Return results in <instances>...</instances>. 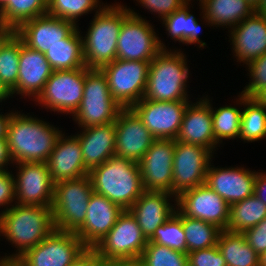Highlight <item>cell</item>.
<instances>
[{"label":"cell","mask_w":266,"mask_h":266,"mask_svg":"<svg viewBox=\"0 0 266 266\" xmlns=\"http://www.w3.org/2000/svg\"><path fill=\"white\" fill-rule=\"evenodd\" d=\"M185 108L177 141L196 144L209 149L213 154L217 145L213 132L211 106L203 99Z\"/></svg>","instance_id":"26"},{"label":"cell","mask_w":266,"mask_h":266,"mask_svg":"<svg viewBox=\"0 0 266 266\" xmlns=\"http://www.w3.org/2000/svg\"><path fill=\"white\" fill-rule=\"evenodd\" d=\"M255 177L256 171L249 168H216L210 162L205 184L232 205L253 195Z\"/></svg>","instance_id":"22"},{"label":"cell","mask_w":266,"mask_h":266,"mask_svg":"<svg viewBox=\"0 0 266 266\" xmlns=\"http://www.w3.org/2000/svg\"><path fill=\"white\" fill-rule=\"evenodd\" d=\"M12 32L11 29L0 24V45Z\"/></svg>","instance_id":"52"},{"label":"cell","mask_w":266,"mask_h":266,"mask_svg":"<svg viewBox=\"0 0 266 266\" xmlns=\"http://www.w3.org/2000/svg\"><path fill=\"white\" fill-rule=\"evenodd\" d=\"M260 15L266 16V0H261L259 7L255 10Z\"/></svg>","instance_id":"54"},{"label":"cell","mask_w":266,"mask_h":266,"mask_svg":"<svg viewBox=\"0 0 266 266\" xmlns=\"http://www.w3.org/2000/svg\"><path fill=\"white\" fill-rule=\"evenodd\" d=\"M189 100L153 101L142 98L131 109L156 139H176Z\"/></svg>","instance_id":"15"},{"label":"cell","mask_w":266,"mask_h":266,"mask_svg":"<svg viewBox=\"0 0 266 266\" xmlns=\"http://www.w3.org/2000/svg\"><path fill=\"white\" fill-rule=\"evenodd\" d=\"M21 39L13 31L0 45V80L11 92L17 85Z\"/></svg>","instance_id":"37"},{"label":"cell","mask_w":266,"mask_h":266,"mask_svg":"<svg viewBox=\"0 0 266 266\" xmlns=\"http://www.w3.org/2000/svg\"><path fill=\"white\" fill-rule=\"evenodd\" d=\"M61 133L49 122L13 111L6 137L13 163L46 162Z\"/></svg>","instance_id":"1"},{"label":"cell","mask_w":266,"mask_h":266,"mask_svg":"<svg viewBox=\"0 0 266 266\" xmlns=\"http://www.w3.org/2000/svg\"><path fill=\"white\" fill-rule=\"evenodd\" d=\"M128 10L130 15L124 20L117 40L116 59L150 62L162 49H167L166 45L151 23Z\"/></svg>","instance_id":"8"},{"label":"cell","mask_w":266,"mask_h":266,"mask_svg":"<svg viewBox=\"0 0 266 266\" xmlns=\"http://www.w3.org/2000/svg\"><path fill=\"white\" fill-rule=\"evenodd\" d=\"M15 204L14 174L9 170L0 171V208L4 207L0 213L7 211Z\"/></svg>","instance_id":"44"},{"label":"cell","mask_w":266,"mask_h":266,"mask_svg":"<svg viewBox=\"0 0 266 266\" xmlns=\"http://www.w3.org/2000/svg\"><path fill=\"white\" fill-rule=\"evenodd\" d=\"M217 246L227 266H259V255L248 244L243 233L221 230Z\"/></svg>","instance_id":"31"},{"label":"cell","mask_w":266,"mask_h":266,"mask_svg":"<svg viewBox=\"0 0 266 266\" xmlns=\"http://www.w3.org/2000/svg\"><path fill=\"white\" fill-rule=\"evenodd\" d=\"M259 266H266V251L259 255Z\"/></svg>","instance_id":"55"},{"label":"cell","mask_w":266,"mask_h":266,"mask_svg":"<svg viewBox=\"0 0 266 266\" xmlns=\"http://www.w3.org/2000/svg\"><path fill=\"white\" fill-rule=\"evenodd\" d=\"M144 266H188V255L163 245L148 242L140 256Z\"/></svg>","instance_id":"40"},{"label":"cell","mask_w":266,"mask_h":266,"mask_svg":"<svg viewBox=\"0 0 266 266\" xmlns=\"http://www.w3.org/2000/svg\"><path fill=\"white\" fill-rule=\"evenodd\" d=\"M15 204L52 207L54 183L46 162L16 163Z\"/></svg>","instance_id":"14"},{"label":"cell","mask_w":266,"mask_h":266,"mask_svg":"<svg viewBox=\"0 0 266 266\" xmlns=\"http://www.w3.org/2000/svg\"><path fill=\"white\" fill-rule=\"evenodd\" d=\"M149 65L145 61L115 59L101 68L113 99L122 108H131L143 98Z\"/></svg>","instance_id":"9"},{"label":"cell","mask_w":266,"mask_h":266,"mask_svg":"<svg viewBox=\"0 0 266 266\" xmlns=\"http://www.w3.org/2000/svg\"><path fill=\"white\" fill-rule=\"evenodd\" d=\"M176 204L184 216L227 230L230 205L206 184L183 191L177 196Z\"/></svg>","instance_id":"16"},{"label":"cell","mask_w":266,"mask_h":266,"mask_svg":"<svg viewBox=\"0 0 266 266\" xmlns=\"http://www.w3.org/2000/svg\"><path fill=\"white\" fill-rule=\"evenodd\" d=\"M199 4L203 22L230 30L255 12L246 0H203Z\"/></svg>","instance_id":"28"},{"label":"cell","mask_w":266,"mask_h":266,"mask_svg":"<svg viewBox=\"0 0 266 266\" xmlns=\"http://www.w3.org/2000/svg\"><path fill=\"white\" fill-rule=\"evenodd\" d=\"M10 0H0V11L9 3Z\"/></svg>","instance_id":"59"},{"label":"cell","mask_w":266,"mask_h":266,"mask_svg":"<svg viewBox=\"0 0 266 266\" xmlns=\"http://www.w3.org/2000/svg\"><path fill=\"white\" fill-rule=\"evenodd\" d=\"M188 266H227L218 246L188 252Z\"/></svg>","instance_id":"42"},{"label":"cell","mask_w":266,"mask_h":266,"mask_svg":"<svg viewBox=\"0 0 266 266\" xmlns=\"http://www.w3.org/2000/svg\"><path fill=\"white\" fill-rule=\"evenodd\" d=\"M100 4L99 0H48L47 14L71 21L78 26V17L93 10L99 12L104 7Z\"/></svg>","instance_id":"39"},{"label":"cell","mask_w":266,"mask_h":266,"mask_svg":"<svg viewBox=\"0 0 266 266\" xmlns=\"http://www.w3.org/2000/svg\"><path fill=\"white\" fill-rule=\"evenodd\" d=\"M55 230L51 207L13 204L0 213V236L17 248L7 260H17ZM2 234V235H1Z\"/></svg>","instance_id":"2"},{"label":"cell","mask_w":266,"mask_h":266,"mask_svg":"<svg viewBox=\"0 0 266 266\" xmlns=\"http://www.w3.org/2000/svg\"><path fill=\"white\" fill-rule=\"evenodd\" d=\"M85 67L53 71L42 92L34 100L45 109L74 114L83 98Z\"/></svg>","instance_id":"10"},{"label":"cell","mask_w":266,"mask_h":266,"mask_svg":"<svg viewBox=\"0 0 266 266\" xmlns=\"http://www.w3.org/2000/svg\"><path fill=\"white\" fill-rule=\"evenodd\" d=\"M213 153L203 146L176 140L173 158L172 194L206 183V174Z\"/></svg>","instance_id":"13"},{"label":"cell","mask_w":266,"mask_h":266,"mask_svg":"<svg viewBox=\"0 0 266 266\" xmlns=\"http://www.w3.org/2000/svg\"><path fill=\"white\" fill-rule=\"evenodd\" d=\"M116 266H144L140 258L116 259Z\"/></svg>","instance_id":"50"},{"label":"cell","mask_w":266,"mask_h":266,"mask_svg":"<svg viewBox=\"0 0 266 266\" xmlns=\"http://www.w3.org/2000/svg\"><path fill=\"white\" fill-rule=\"evenodd\" d=\"M7 261V259L5 257H1L0 258V266H3L5 264V262Z\"/></svg>","instance_id":"60"},{"label":"cell","mask_w":266,"mask_h":266,"mask_svg":"<svg viewBox=\"0 0 266 266\" xmlns=\"http://www.w3.org/2000/svg\"><path fill=\"white\" fill-rule=\"evenodd\" d=\"M12 97L11 92L5 87V85L0 80V102L2 103L3 100H6L9 97Z\"/></svg>","instance_id":"51"},{"label":"cell","mask_w":266,"mask_h":266,"mask_svg":"<svg viewBox=\"0 0 266 266\" xmlns=\"http://www.w3.org/2000/svg\"><path fill=\"white\" fill-rule=\"evenodd\" d=\"M266 217V205L255 195L230 205L227 230L243 233Z\"/></svg>","instance_id":"33"},{"label":"cell","mask_w":266,"mask_h":266,"mask_svg":"<svg viewBox=\"0 0 266 266\" xmlns=\"http://www.w3.org/2000/svg\"><path fill=\"white\" fill-rule=\"evenodd\" d=\"M229 33L236 62L247 64L266 53V16L254 12Z\"/></svg>","instance_id":"23"},{"label":"cell","mask_w":266,"mask_h":266,"mask_svg":"<svg viewBox=\"0 0 266 266\" xmlns=\"http://www.w3.org/2000/svg\"><path fill=\"white\" fill-rule=\"evenodd\" d=\"M248 3H249V5L254 9V10H256L258 7H259V5H260V1L261 0H246Z\"/></svg>","instance_id":"56"},{"label":"cell","mask_w":266,"mask_h":266,"mask_svg":"<svg viewBox=\"0 0 266 266\" xmlns=\"http://www.w3.org/2000/svg\"><path fill=\"white\" fill-rule=\"evenodd\" d=\"M3 266H23L17 260H7Z\"/></svg>","instance_id":"57"},{"label":"cell","mask_w":266,"mask_h":266,"mask_svg":"<svg viewBox=\"0 0 266 266\" xmlns=\"http://www.w3.org/2000/svg\"><path fill=\"white\" fill-rule=\"evenodd\" d=\"M52 73L53 69L45 54L27 47L21 40L18 81L11 91L12 97L16 93L21 98L28 96L35 100Z\"/></svg>","instance_id":"25"},{"label":"cell","mask_w":266,"mask_h":266,"mask_svg":"<svg viewBox=\"0 0 266 266\" xmlns=\"http://www.w3.org/2000/svg\"><path fill=\"white\" fill-rule=\"evenodd\" d=\"M104 260L93 248H86L70 266H103Z\"/></svg>","instance_id":"46"},{"label":"cell","mask_w":266,"mask_h":266,"mask_svg":"<svg viewBox=\"0 0 266 266\" xmlns=\"http://www.w3.org/2000/svg\"><path fill=\"white\" fill-rule=\"evenodd\" d=\"M174 204L170 202L173 200ZM177 196L167 191H144L128 209L149 240L177 210ZM172 204V205H171ZM174 205V206H173Z\"/></svg>","instance_id":"21"},{"label":"cell","mask_w":266,"mask_h":266,"mask_svg":"<svg viewBox=\"0 0 266 266\" xmlns=\"http://www.w3.org/2000/svg\"><path fill=\"white\" fill-rule=\"evenodd\" d=\"M8 164H13L9 147L6 140H0V171L8 170Z\"/></svg>","instance_id":"48"},{"label":"cell","mask_w":266,"mask_h":266,"mask_svg":"<svg viewBox=\"0 0 266 266\" xmlns=\"http://www.w3.org/2000/svg\"><path fill=\"white\" fill-rule=\"evenodd\" d=\"M186 57L180 49H162L150 61L143 98L153 101L189 100L186 82L190 72Z\"/></svg>","instance_id":"5"},{"label":"cell","mask_w":266,"mask_h":266,"mask_svg":"<svg viewBox=\"0 0 266 266\" xmlns=\"http://www.w3.org/2000/svg\"><path fill=\"white\" fill-rule=\"evenodd\" d=\"M148 242L166 246L176 251L187 253L182 213L176 212L161 226L157 227Z\"/></svg>","instance_id":"38"},{"label":"cell","mask_w":266,"mask_h":266,"mask_svg":"<svg viewBox=\"0 0 266 266\" xmlns=\"http://www.w3.org/2000/svg\"><path fill=\"white\" fill-rule=\"evenodd\" d=\"M249 78L251 80L244 87L241 94L254 98L260 91L266 88V53L247 64Z\"/></svg>","instance_id":"41"},{"label":"cell","mask_w":266,"mask_h":266,"mask_svg":"<svg viewBox=\"0 0 266 266\" xmlns=\"http://www.w3.org/2000/svg\"><path fill=\"white\" fill-rule=\"evenodd\" d=\"M123 108L113 99L107 76L101 69L85 66L83 98L77 111L70 116L79 128L115 122Z\"/></svg>","instance_id":"6"},{"label":"cell","mask_w":266,"mask_h":266,"mask_svg":"<svg viewBox=\"0 0 266 266\" xmlns=\"http://www.w3.org/2000/svg\"><path fill=\"white\" fill-rule=\"evenodd\" d=\"M103 266H116V259L115 260H105Z\"/></svg>","instance_id":"58"},{"label":"cell","mask_w":266,"mask_h":266,"mask_svg":"<svg viewBox=\"0 0 266 266\" xmlns=\"http://www.w3.org/2000/svg\"><path fill=\"white\" fill-rule=\"evenodd\" d=\"M260 104L264 105L266 107V88L260 91L255 97H254Z\"/></svg>","instance_id":"53"},{"label":"cell","mask_w":266,"mask_h":266,"mask_svg":"<svg viewBox=\"0 0 266 266\" xmlns=\"http://www.w3.org/2000/svg\"><path fill=\"white\" fill-rule=\"evenodd\" d=\"M93 191L128 210L145 191L139 163L113 156L89 171Z\"/></svg>","instance_id":"3"},{"label":"cell","mask_w":266,"mask_h":266,"mask_svg":"<svg viewBox=\"0 0 266 266\" xmlns=\"http://www.w3.org/2000/svg\"><path fill=\"white\" fill-rule=\"evenodd\" d=\"M187 253L217 245L221 229L203 220L190 218L182 214Z\"/></svg>","instance_id":"35"},{"label":"cell","mask_w":266,"mask_h":266,"mask_svg":"<svg viewBox=\"0 0 266 266\" xmlns=\"http://www.w3.org/2000/svg\"><path fill=\"white\" fill-rule=\"evenodd\" d=\"M253 195L266 205V172H256Z\"/></svg>","instance_id":"47"},{"label":"cell","mask_w":266,"mask_h":266,"mask_svg":"<svg viewBox=\"0 0 266 266\" xmlns=\"http://www.w3.org/2000/svg\"><path fill=\"white\" fill-rule=\"evenodd\" d=\"M115 156L139 163L156 139L131 108H123L115 120Z\"/></svg>","instance_id":"18"},{"label":"cell","mask_w":266,"mask_h":266,"mask_svg":"<svg viewBox=\"0 0 266 266\" xmlns=\"http://www.w3.org/2000/svg\"><path fill=\"white\" fill-rule=\"evenodd\" d=\"M46 164L53 183L81 178L89 174L84 165L82 148L77 136H59Z\"/></svg>","instance_id":"24"},{"label":"cell","mask_w":266,"mask_h":266,"mask_svg":"<svg viewBox=\"0 0 266 266\" xmlns=\"http://www.w3.org/2000/svg\"><path fill=\"white\" fill-rule=\"evenodd\" d=\"M77 26L65 39L55 44L45 57L53 71L73 70L85 67L83 39Z\"/></svg>","instance_id":"29"},{"label":"cell","mask_w":266,"mask_h":266,"mask_svg":"<svg viewBox=\"0 0 266 266\" xmlns=\"http://www.w3.org/2000/svg\"><path fill=\"white\" fill-rule=\"evenodd\" d=\"M48 0H10L0 11V24L15 31L24 22L47 14Z\"/></svg>","instance_id":"34"},{"label":"cell","mask_w":266,"mask_h":266,"mask_svg":"<svg viewBox=\"0 0 266 266\" xmlns=\"http://www.w3.org/2000/svg\"><path fill=\"white\" fill-rule=\"evenodd\" d=\"M189 6L188 1L179 10L165 17L162 24L165 26L168 36L176 42L187 45L198 44L199 48H205L204 46H207L206 42L200 40L199 37L201 26L196 17L190 13Z\"/></svg>","instance_id":"30"},{"label":"cell","mask_w":266,"mask_h":266,"mask_svg":"<svg viewBox=\"0 0 266 266\" xmlns=\"http://www.w3.org/2000/svg\"><path fill=\"white\" fill-rule=\"evenodd\" d=\"M176 139H155L139 162L145 191L172 193Z\"/></svg>","instance_id":"17"},{"label":"cell","mask_w":266,"mask_h":266,"mask_svg":"<svg viewBox=\"0 0 266 266\" xmlns=\"http://www.w3.org/2000/svg\"><path fill=\"white\" fill-rule=\"evenodd\" d=\"M76 27L71 21L44 14L24 22L14 32L24 45L45 54Z\"/></svg>","instance_id":"19"},{"label":"cell","mask_w":266,"mask_h":266,"mask_svg":"<svg viewBox=\"0 0 266 266\" xmlns=\"http://www.w3.org/2000/svg\"><path fill=\"white\" fill-rule=\"evenodd\" d=\"M129 15L128 8L119 3L106 4L95 12L87 34L82 36L84 62L88 69H101L116 59L120 29Z\"/></svg>","instance_id":"4"},{"label":"cell","mask_w":266,"mask_h":266,"mask_svg":"<svg viewBox=\"0 0 266 266\" xmlns=\"http://www.w3.org/2000/svg\"><path fill=\"white\" fill-rule=\"evenodd\" d=\"M148 240L135 217L124 210L108 234L93 248L105 260L140 258Z\"/></svg>","instance_id":"11"},{"label":"cell","mask_w":266,"mask_h":266,"mask_svg":"<svg viewBox=\"0 0 266 266\" xmlns=\"http://www.w3.org/2000/svg\"><path fill=\"white\" fill-rule=\"evenodd\" d=\"M86 248L75 233L55 229L17 261L23 266H70Z\"/></svg>","instance_id":"12"},{"label":"cell","mask_w":266,"mask_h":266,"mask_svg":"<svg viewBox=\"0 0 266 266\" xmlns=\"http://www.w3.org/2000/svg\"><path fill=\"white\" fill-rule=\"evenodd\" d=\"M243 234L258 255L266 251V217L256 226L246 229Z\"/></svg>","instance_id":"45"},{"label":"cell","mask_w":266,"mask_h":266,"mask_svg":"<svg viewBox=\"0 0 266 266\" xmlns=\"http://www.w3.org/2000/svg\"><path fill=\"white\" fill-rule=\"evenodd\" d=\"M145 9L152 12L151 14H157L160 20L169 16L176 10H179L183 5H185L188 0H136Z\"/></svg>","instance_id":"43"},{"label":"cell","mask_w":266,"mask_h":266,"mask_svg":"<svg viewBox=\"0 0 266 266\" xmlns=\"http://www.w3.org/2000/svg\"><path fill=\"white\" fill-rule=\"evenodd\" d=\"M76 134L82 148L85 167L90 171L115 156V122L82 128Z\"/></svg>","instance_id":"27"},{"label":"cell","mask_w":266,"mask_h":266,"mask_svg":"<svg viewBox=\"0 0 266 266\" xmlns=\"http://www.w3.org/2000/svg\"><path fill=\"white\" fill-rule=\"evenodd\" d=\"M207 97L208 95L202 98L211 106L213 132L217 147L223 140L238 138L240 134L242 108L225 105L214 110L210 104L209 97Z\"/></svg>","instance_id":"36"},{"label":"cell","mask_w":266,"mask_h":266,"mask_svg":"<svg viewBox=\"0 0 266 266\" xmlns=\"http://www.w3.org/2000/svg\"><path fill=\"white\" fill-rule=\"evenodd\" d=\"M92 193L89 175L55 183L51 207L55 229L75 233L85 221Z\"/></svg>","instance_id":"7"},{"label":"cell","mask_w":266,"mask_h":266,"mask_svg":"<svg viewBox=\"0 0 266 266\" xmlns=\"http://www.w3.org/2000/svg\"><path fill=\"white\" fill-rule=\"evenodd\" d=\"M236 103L243 105L240 134L238 139L245 142H255L266 139V107L260 104L255 98L245 95H238Z\"/></svg>","instance_id":"32"},{"label":"cell","mask_w":266,"mask_h":266,"mask_svg":"<svg viewBox=\"0 0 266 266\" xmlns=\"http://www.w3.org/2000/svg\"><path fill=\"white\" fill-rule=\"evenodd\" d=\"M83 225L75 232L87 248H94L114 226L124 209L93 191Z\"/></svg>","instance_id":"20"},{"label":"cell","mask_w":266,"mask_h":266,"mask_svg":"<svg viewBox=\"0 0 266 266\" xmlns=\"http://www.w3.org/2000/svg\"><path fill=\"white\" fill-rule=\"evenodd\" d=\"M12 112L0 114V140H6L8 124L11 118Z\"/></svg>","instance_id":"49"}]
</instances>
